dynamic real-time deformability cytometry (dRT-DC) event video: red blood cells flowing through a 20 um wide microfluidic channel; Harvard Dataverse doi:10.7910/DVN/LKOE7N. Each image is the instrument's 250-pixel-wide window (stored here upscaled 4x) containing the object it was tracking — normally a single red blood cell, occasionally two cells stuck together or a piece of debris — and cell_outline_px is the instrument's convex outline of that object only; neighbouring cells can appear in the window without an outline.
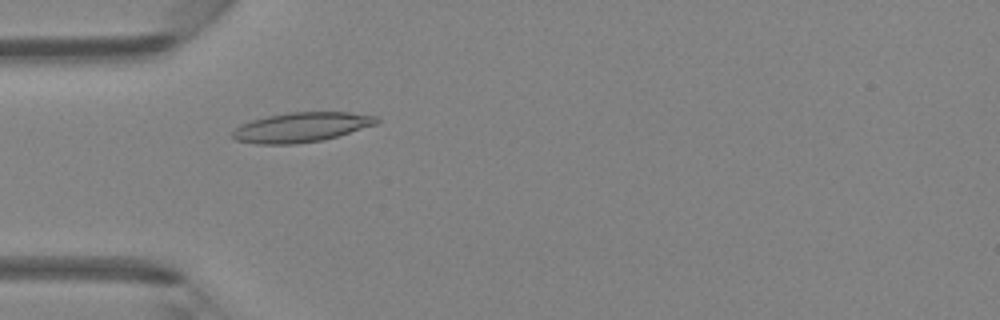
{"species": "Egyptian fruit bat (a non-hibernating species)", "species_latin": "Rousettus aegyptiacus", "temperature_condition": "room temperature", "stored_images_in_passage": 5, "camera_frame_rate_fps": 3000, "um_per_image_px": 0.085, "animal": {"sex": "female"}, "frame": {"image": 1, "passage_image": 5, "time_ms": 4.667, "image_size_px": [1000, 320], "cell_outline_px": [[380, 120], [376, 124], [324, 140], [296, 144], [256, 144], [236, 140], [232, 136], [232, 132], [240, 124], [252, 120], [268, 116], [288, 112], [348, 112], [376, 116]], "centroid_in_image_um": [25.6, 10.82], "position_along_channel_um": 59.4, "area_um2": 24.85}}